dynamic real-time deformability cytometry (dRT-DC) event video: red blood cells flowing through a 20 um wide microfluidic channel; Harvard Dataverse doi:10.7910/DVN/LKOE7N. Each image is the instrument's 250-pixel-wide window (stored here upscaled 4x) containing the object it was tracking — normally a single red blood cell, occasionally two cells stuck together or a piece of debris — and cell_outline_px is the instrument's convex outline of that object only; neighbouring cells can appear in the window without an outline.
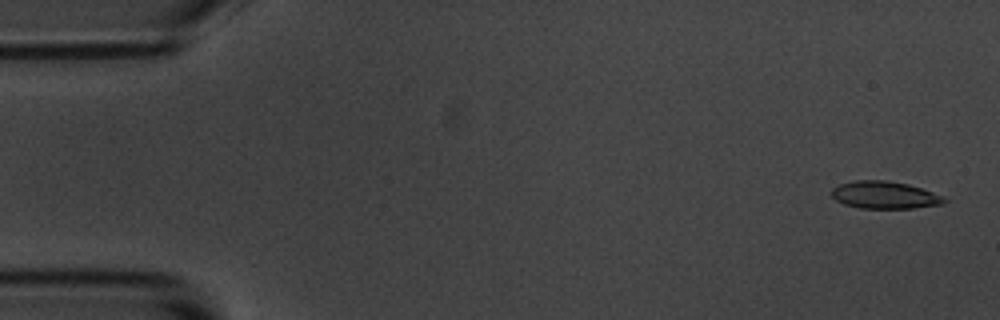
{"species": "common noctule bat (a hibernating species)", "species_latin": "Nyctalus noctula", "temperature_condition": "room temperature", "stored_images_in_passage": 5, "segment_of_instrument_passage": [1, 2], "camera_frame_rate_fps": 3000, "um_per_image_px": 0.085, "animal": {"sex": "male", "body_mass_g": 20.1, "forearm_length_mm": 53.5}, "frame": {"image": 1, "passage_image": 1, "time_ms": 0.0, "image_size_px": [1000, 320], "cell_outline_px": [[948, 200], [944, 204], [912, 208], [860, 208], [844, 204], [836, 200], [832, 196], [832, 188], [840, 184], [856, 180], [884, 180], [908, 184], [944, 196]], "centroid_in_image_um": [75.21, 16.58], "position_along_channel_um": 9.8, "area_um2": 17.92}}
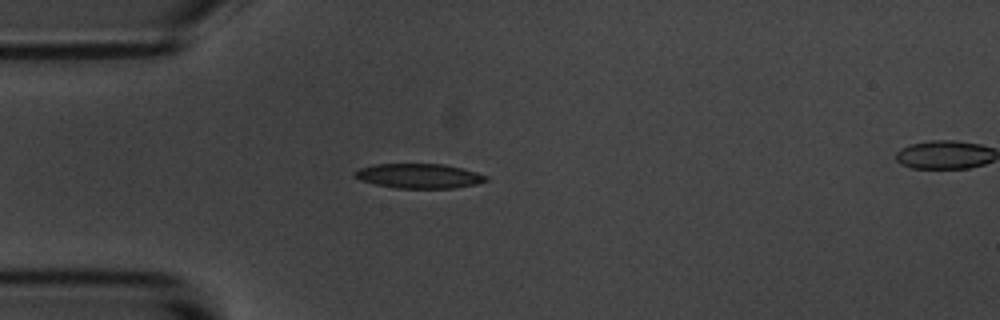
{"frame": {"image": 2, "passage_image": 4, "time_ms": 4.333, "image_size_px": [1000, 320], "cell_outline_px": [[488, 180], [476, 184], [456, 188], [396, 188], [376, 184], [360, 180], [352, 172], [360, 168], [372, 164], [444, 164], [476, 172], [488, 176]], "centroid_in_image_um": [35.62, 14.95], "position_along_channel_um": 49.4, "area_um2": 18.79}}